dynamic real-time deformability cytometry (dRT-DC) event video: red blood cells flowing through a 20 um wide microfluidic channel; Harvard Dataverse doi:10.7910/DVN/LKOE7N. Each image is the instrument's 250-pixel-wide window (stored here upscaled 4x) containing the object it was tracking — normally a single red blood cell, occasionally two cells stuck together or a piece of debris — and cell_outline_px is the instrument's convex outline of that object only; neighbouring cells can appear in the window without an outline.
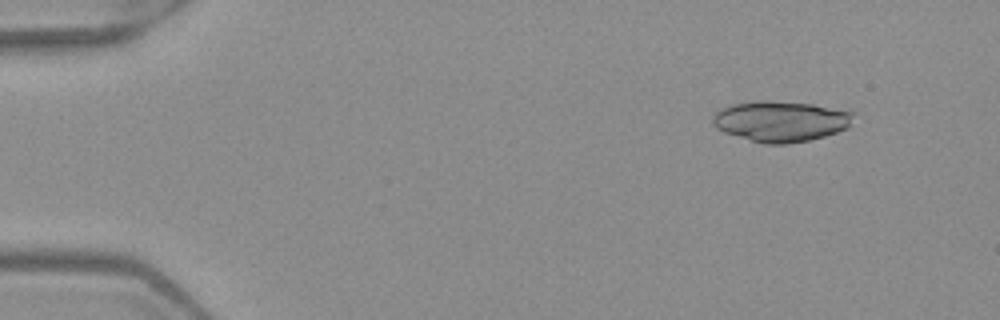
{"species": "Egyptian fruit bat (a non-hibernating species)", "species_latin": "Rousettus aegyptiacus", "temperature_condition": "warm", "stored_images_in_passage": 5, "camera_frame_rate_fps": 3000, "um_per_image_px": 0.085, "frame": {"image": 1, "passage_image": 2, "time_ms": 0.333, "image_size_px": [1000, 320], "cell_outline_px": [[856, 112], [848, 128], [824, 136], [808, 140], [788, 144], [764, 144], [724, 132], [716, 128], [712, 124], [712, 116], [720, 108], [732, 104], [764, 100], [812, 104], [852, 108]], "centroid_in_image_um": [66.43, 10.29], "position_along_channel_um": 18.6, "area_um2": 33.87}}